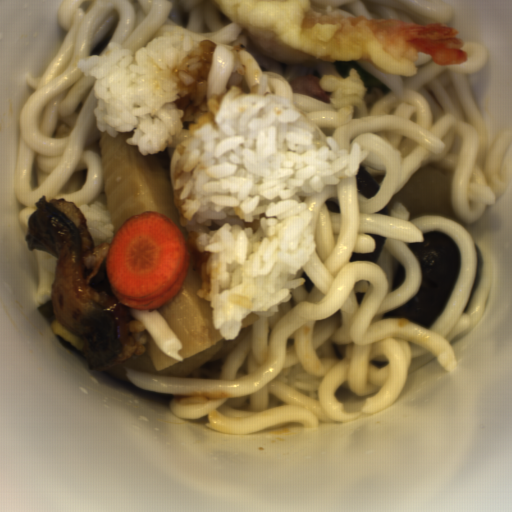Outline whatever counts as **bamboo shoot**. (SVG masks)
Masks as SVG:
<instances>
[{"label": "bamboo shoot", "mask_w": 512, "mask_h": 512, "mask_svg": "<svg viewBox=\"0 0 512 512\" xmlns=\"http://www.w3.org/2000/svg\"><path fill=\"white\" fill-rule=\"evenodd\" d=\"M133 133L130 130L109 136L99 129L106 210L114 226L112 240L127 220L146 211H157L170 218L186 239L189 251L186 278L178 294L156 308L180 341L182 359L168 357L144 329L154 369L179 378L210 361L226 339L214 327L209 300L197 293L201 274L195 271L188 233L175 207L168 149L142 155L136 146L126 142Z\"/></svg>", "instance_id": "bamboo-shoot-1"}]
</instances>
